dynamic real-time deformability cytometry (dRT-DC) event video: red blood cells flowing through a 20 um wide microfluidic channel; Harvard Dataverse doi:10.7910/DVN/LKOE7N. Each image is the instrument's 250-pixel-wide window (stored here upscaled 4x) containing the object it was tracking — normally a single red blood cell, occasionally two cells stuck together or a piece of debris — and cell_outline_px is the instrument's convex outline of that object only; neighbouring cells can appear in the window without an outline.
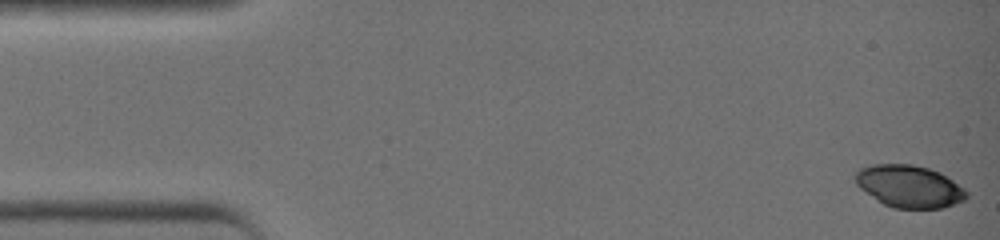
{"species": "common noctule bat (a hibernating species)", "species_latin": "Nyctalus noctula", "temperature_condition": "warm", "stored_images_in_passage": 42, "camera_frame_rate_fps": 3000, "um_per_image_px": 0.085, "animal": {"sex": "female", "body_mass_g": 19.0, "forearm_length_mm": 51.5}, "frame": {"image": 1, "passage_image": 1, "time_ms": 0.0, "image_size_px": [1000, 240], "cell_outline_px": [[968, 196], [964, 200], [940, 208], [896, 208], [884, 204], [860, 188], [856, 184], [856, 172], [864, 168], [876, 164], [908, 164], [928, 168], [952, 180], [964, 188], [968, 192]], "centroid_in_image_um": [77.3, 15.85], "position_along_channel_um": 7.7, "area_um2": 26.7}}
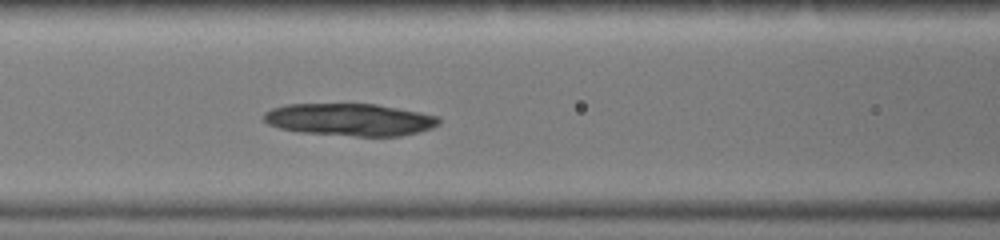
{"frame": {"image": 2, "passage_image": 18, "time_ms": 5.667, "image_size_px": [1000, 240], "cell_outline_px": [[440, 120], [436, 124], [428, 128], [416, 132], [400, 136], [356, 136], [300, 132], [280, 128], [264, 120], [264, 116], [272, 108], [288, 104], [372, 104], [416, 112], [436, 116]], "centroid_in_image_um": [29.69, 10.17], "position_along_channel_um": 136.9, "area_um2": 32.08}}
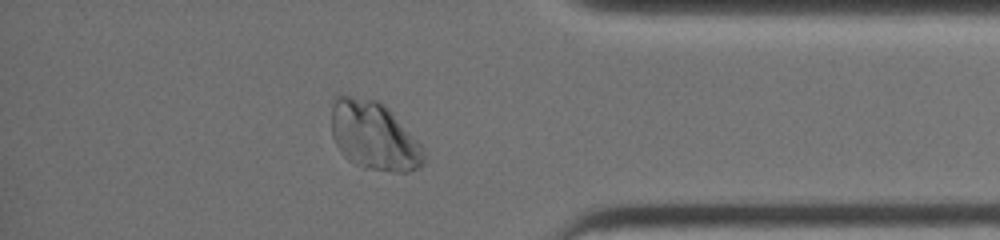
{"frame": {"image": 3, "passage_image": 36, "time_ms": 11.667, "image_size_px": [1000, 240], "cell_outline_px": [[428, 160], [420, 168], [408, 172], [392, 172], [372, 168], [360, 164], [344, 156], [336, 144], [332, 136], [332, 108], [336, 96], [348, 96], [376, 100], [420, 144]], "centroid_in_image_um": [31.79, 11.59], "position_along_channel_um": 403.4, "area_um2": 35.6}}